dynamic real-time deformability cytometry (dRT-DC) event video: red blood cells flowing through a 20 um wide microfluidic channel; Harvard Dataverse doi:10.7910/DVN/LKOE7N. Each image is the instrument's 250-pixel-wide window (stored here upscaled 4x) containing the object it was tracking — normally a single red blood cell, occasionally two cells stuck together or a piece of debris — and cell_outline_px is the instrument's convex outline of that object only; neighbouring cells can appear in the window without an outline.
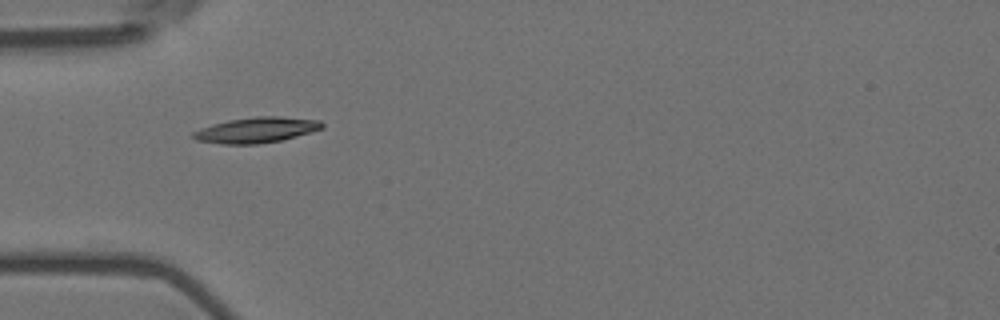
{"species": "Egyptian fruit bat (a non-hibernating species)", "species_latin": "Rousettus aegyptiacus", "temperature_condition": "room temperature", "stored_images_in_passage": 40, "camera_frame_rate_fps": 3000, "um_per_image_px": 0.085, "animal": {"sex": "female"}, "frame": {"image": 1, "passage_image": 1, "time_ms": 0.0, "image_size_px": [1000, 320], "cell_outline_px": [[324, 128], [312, 132], [280, 140], [256, 144], [220, 144], [196, 140], [192, 136], [192, 132], [200, 128], [212, 124], [228, 120], [256, 116], [280, 116], [320, 120], [324, 124]], "centroid_in_image_um": [21.79, 11.04], "position_along_channel_um": 63.2, "area_um2": 19.25}}
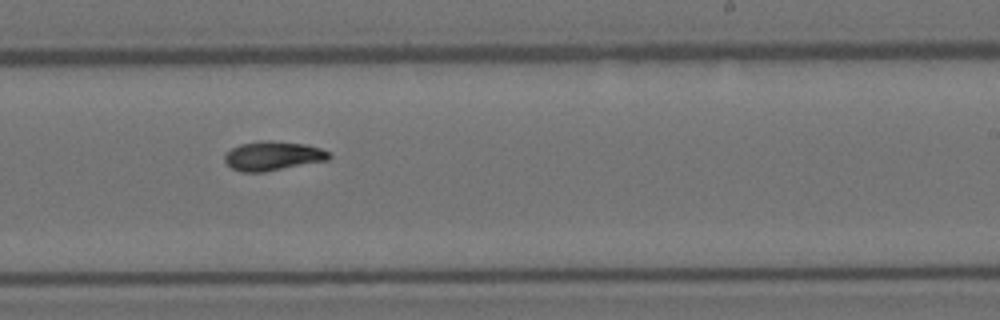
{"frame": {"image": 2, "passage_image": 18, "time_ms": 5.667, "image_size_px": [1000, 320], "cell_outline_px": [[332, 156], [328, 160], [264, 172], [240, 172], [232, 168], [224, 160], [224, 156], [232, 148], [240, 144], [260, 140], [272, 140], [304, 144], [320, 148], [328, 152]], "centroid_in_image_um": [23.19, 13.25], "position_along_channel_um": 265.8, "area_um2": 17.74}}
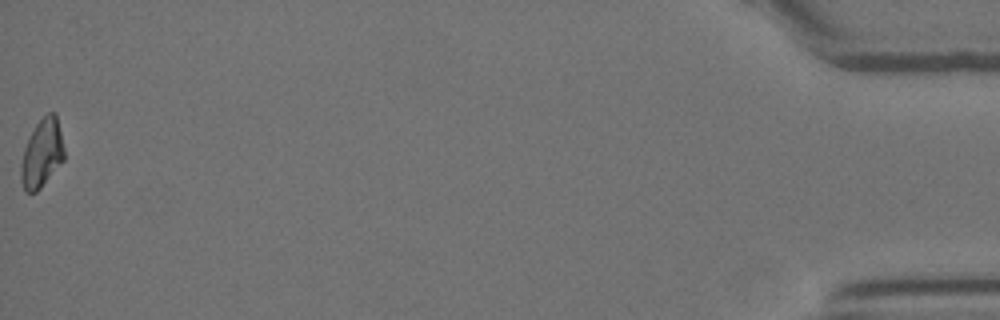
{"frame": {"image": 3, "passage_image": 40, "time_ms": 13.0, "image_size_px": [1000, 320], "cell_outline_px": [[64, 160], [40, 188], [36, 192], [24, 192], [20, 180], [20, 168], [24, 148], [36, 124], [48, 112], [56, 112], [64, 148]], "centroid_in_image_um": [3.56, 13.05], "position_along_channel_um": 431.6, "area_um2": 17.11}, "authors_computed_cell_mechanics": {"area_um2": 17.3978, "velocity_mm_per_s": 3.594, "shape_relaxation_time_tau1_ms": 10.6673, "shape_relaxation_time_tau2_ms": 8.0494, "deformation_change_tau1": 0.2228, "deformation_change_tau2": 0.1256}}